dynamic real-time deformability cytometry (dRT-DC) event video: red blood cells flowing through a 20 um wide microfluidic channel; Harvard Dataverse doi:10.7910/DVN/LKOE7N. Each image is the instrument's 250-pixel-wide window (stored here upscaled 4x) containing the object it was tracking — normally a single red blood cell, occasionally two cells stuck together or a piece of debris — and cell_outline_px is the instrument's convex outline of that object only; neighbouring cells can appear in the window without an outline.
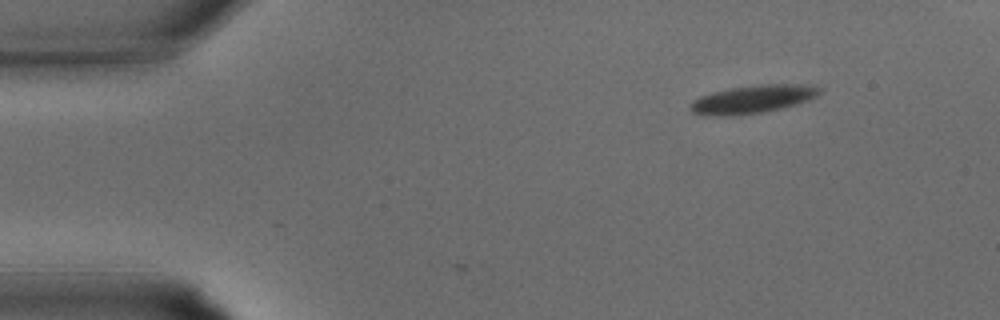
{"species": "common noctule bat (a hibernating species)", "species_latin": "Nyctalus noctula", "temperature_condition": "warm", "stored_images_in_passage": 2, "camera_frame_rate_fps": 3000, "um_per_image_px": 0.085, "animal": {"sex": "male", "body_mass_g": 15.6}, "frame": {"image": 1, "passage_image": 2, "time_ms": 0.333, "image_size_px": [1000, 320], "cell_outline_px": [[824, 88], [816, 96], [808, 100], [780, 108], [760, 112], [692, 112], [688, 108], [688, 104], [692, 100], [700, 96], [712, 92], [732, 88], [764, 84], [808, 84]], "centroid_in_image_um": [64.1, 8.35], "position_along_channel_um": 20.9, "area_um2": 19.83}}